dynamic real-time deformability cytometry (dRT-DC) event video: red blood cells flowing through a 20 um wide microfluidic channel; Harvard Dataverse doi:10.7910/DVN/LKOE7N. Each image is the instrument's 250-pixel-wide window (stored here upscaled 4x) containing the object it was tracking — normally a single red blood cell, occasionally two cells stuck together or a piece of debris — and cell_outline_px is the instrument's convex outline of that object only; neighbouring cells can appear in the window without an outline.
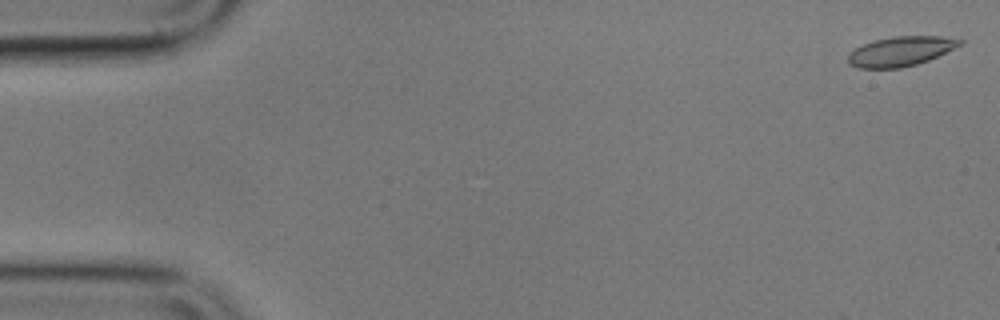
{"species": "common noctule bat (a hibernating species)", "species_latin": "Nyctalus noctula", "temperature_condition": "cold", "stored_images_in_passage": 15, "camera_frame_rate_fps": 3000, "um_per_image_px": 0.085, "animal": {"sex": "male", "body_mass_g": 17.9}, "frame": {"image": 1, "passage_image": 1, "time_ms": 0.0, "image_size_px": [1000, 320], "cell_outline_px": [[964, 40], [960, 44], [928, 60], [916, 64], [900, 68], [860, 68], [848, 64], [848, 56], [856, 48], [864, 44], [876, 40], [896, 36], [940, 36]], "centroid_in_image_um": [76.52, 4.36], "position_along_channel_um": 8.5, "area_um2": 18.79}}
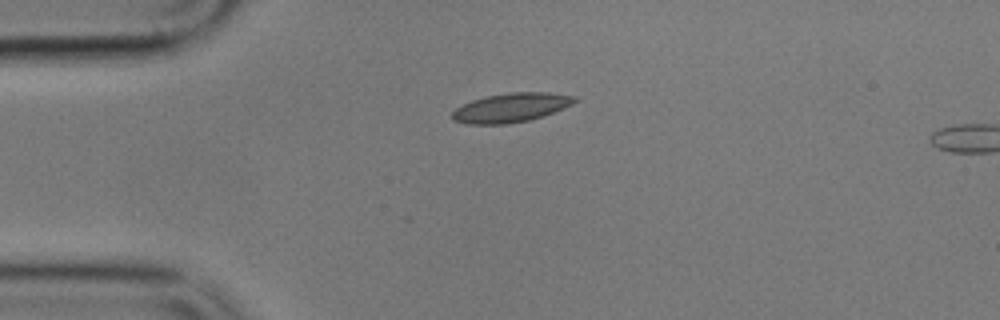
{"frame": {"image": 2, "passage_image": 13, "time_ms": 4.0, "image_size_px": [1000, 320], "cell_outline_px": [[580, 100], [564, 108], [544, 116], [528, 120], [504, 124], [464, 124], [452, 120], [452, 112], [456, 108], [472, 100], [484, 96], [508, 92], [548, 92], [576, 96]], "centroid_in_image_um": [43.45, 9.14], "position_along_channel_um": 41.5, "area_um2": 20.98}}